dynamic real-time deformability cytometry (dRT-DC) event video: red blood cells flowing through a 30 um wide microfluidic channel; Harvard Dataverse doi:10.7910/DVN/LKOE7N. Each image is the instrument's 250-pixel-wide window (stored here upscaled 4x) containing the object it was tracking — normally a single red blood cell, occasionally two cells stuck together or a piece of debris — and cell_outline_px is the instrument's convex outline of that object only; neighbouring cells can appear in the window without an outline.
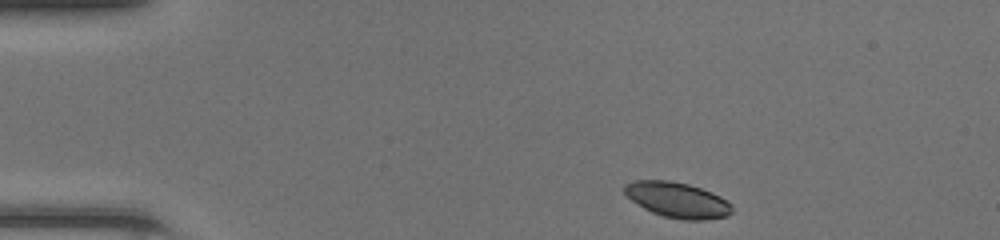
{"species": "common noctule bat (a hibernating species)", "species_latin": "Nyctalus noctula", "temperature_condition": "room temperature", "stored_images_in_passage": 41, "camera_frame_rate_fps": 3000, "um_per_image_px": 0.085, "animal": {"sex": "female", "body_mass_g": 20.0, "forearm_length_mm": 54.0}, "frame": {"image": 1, "passage_image": 1, "time_ms": 0.0, "image_size_px": [1000, 240], "cell_outline_px": [[728, 212], [724, 216], [668, 216], [656, 212], [640, 204], [628, 196], [624, 192], [628, 184], [644, 180], [656, 180], [684, 184], [708, 192], [724, 200], [728, 204]], "centroid_in_image_um": [57.47, 16.92], "position_along_channel_um": 27.5, "area_um2": 19.13}}
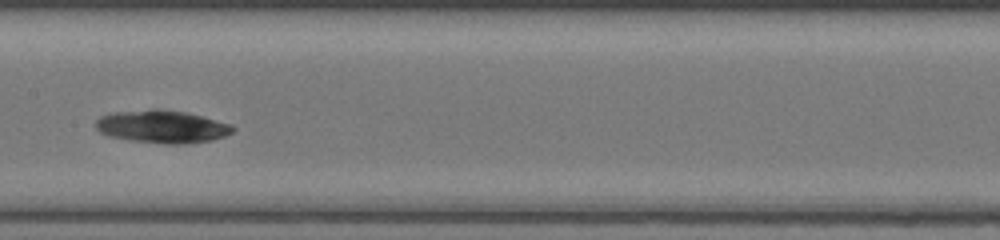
{"frame": {"image": 2, "passage_image": 18, "time_ms": 5.667, "image_size_px": [1000, 240], "cell_outline_px": [[232, 128], [228, 132], [220, 136], [204, 140], [152, 140], [124, 136], [108, 132], [100, 128], [100, 120], [108, 116], [144, 112], [176, 112], [196, 116], [224, 124]], "centroid_in_image_um": [13.9, 10.74], "position_along_channel_um": 193.5, "area_um2": 20.58}}
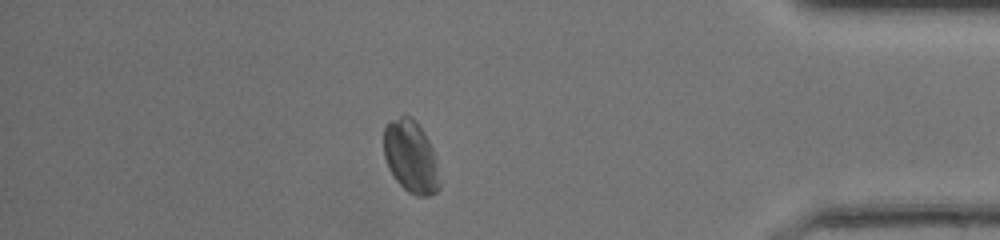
{"frame": {"image": 3, "passage_image": 35, "time_ms": 11.333, "image_size_px": [1000, 240], "cell_outline_px": [[432, 192], [412, 192], [392, 172], [388, 164], [384, 152], [384, 132], [388, 124], [416, 124], [424, 140], [432, 188]], "centroid_in_image_um": [34.66, 13.3], "position_along_channel_um": 400.5, "area_um2": 17.57}}